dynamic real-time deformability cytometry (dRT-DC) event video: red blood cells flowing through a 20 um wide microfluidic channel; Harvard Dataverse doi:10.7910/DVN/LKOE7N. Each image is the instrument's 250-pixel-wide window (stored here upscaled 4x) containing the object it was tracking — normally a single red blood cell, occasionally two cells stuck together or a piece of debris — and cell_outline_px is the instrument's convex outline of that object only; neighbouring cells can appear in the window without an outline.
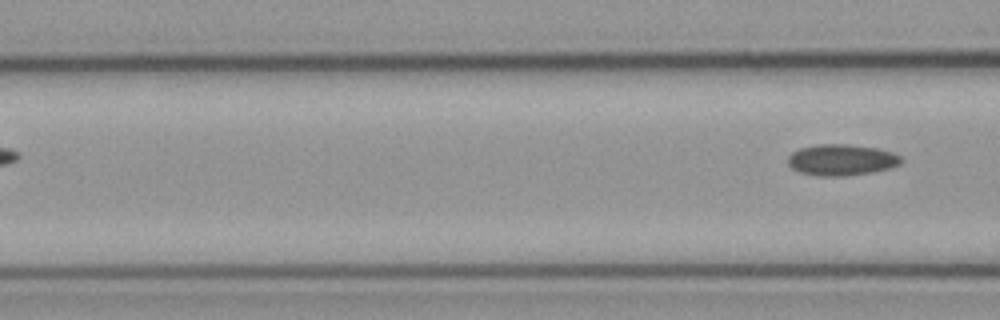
{"species": "common noctule bat (a hibernating species)", "species_latin": "Nyctalus noctula", "temperature_condition": "cold", "stored_images_in_passage": 5, "camera_frame_rate_fps": 3000, "um_per_image_px": 0.085, "animal": {"sex": "male", "body_mass_g": 23.1, "forearm_length_mm": 52.7}, "frame": {"image": 1, "passage_image": 5, "time_ms": 1.333, "image_size_px": [1000, 320], "cell_outline_px": [[900, 164], [888, 168], [872, 172], [844, 176], [816, 176], [800, 172], [792, 168], [788, 164], [788, 156], [792, 152], [800, 148], [820, 144], [848, 144], [876, 148], [900, 156]], "centroid_in_image_um": [71.47, 13.59], "position_along_channel_um": 95.1, "area_um2": 20.35}}